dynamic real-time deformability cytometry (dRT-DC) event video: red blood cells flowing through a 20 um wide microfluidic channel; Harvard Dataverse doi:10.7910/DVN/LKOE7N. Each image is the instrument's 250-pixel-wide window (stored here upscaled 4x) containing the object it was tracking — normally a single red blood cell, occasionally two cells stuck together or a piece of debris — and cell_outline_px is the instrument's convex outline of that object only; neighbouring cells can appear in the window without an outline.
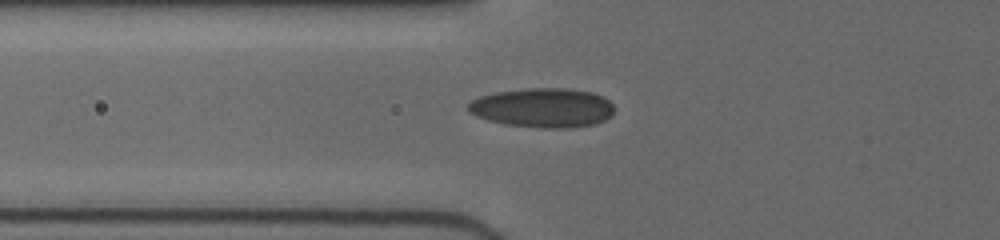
{"species": "human", "species_latin": "Homo sapiens", "temperature_condition": "cold", "stored_images_in_passage": 2, "camera_frame_rate_fps": 3000, "um_per_image_px": 0.085, "donor": {"sex": "female"}, "frame": {"image": 1, "passage_image": 2, "time_ms": 0.333, "image_size_px": [1000, 240], "cell_outline_px": [[612, 116], [604, 120], [592, 124], [564, 128], [544, 128], [504, 124], [488, 120], [476, 116], [468, 108], [468, 104], [472, 100], [480, 96], [492, 92], [524, 88], [568, 88], [592, 92], [608, 100], [612, 104]], "centroid_in_image_um": [46.11, 9.14], "position_along_channel_um": 79.7, "area_um2": 33.41}}